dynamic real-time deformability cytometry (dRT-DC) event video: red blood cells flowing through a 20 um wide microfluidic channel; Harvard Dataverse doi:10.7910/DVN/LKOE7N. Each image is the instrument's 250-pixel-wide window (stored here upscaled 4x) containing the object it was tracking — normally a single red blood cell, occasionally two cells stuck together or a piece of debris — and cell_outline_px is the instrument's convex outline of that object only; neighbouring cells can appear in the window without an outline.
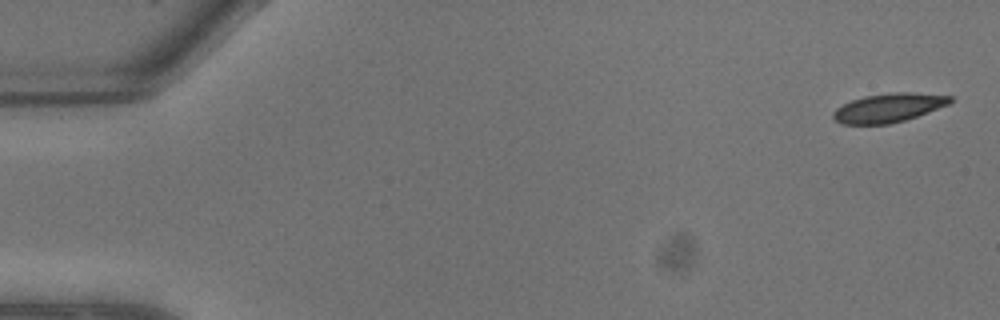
{"species": "common noctule bat (a hibernating species)", "species_latin": "Nyctalus noctula", "temperature_condition": "warm", "stored_images_in_passage": 7, "camera_frame_rate_fps": 3000, "um_per_image_px": 0.085, "animal": {"sex": "male", "body_mass_g": 13.3}, "frame": {"image": 1, "passage_image": 1, "time_ms": 0.0, "image_size_px": [1000, 320], "cell_outline_px": [[952, 100], [948, 104], [928, 112], [904, 120], [888, 124], [840, 124], [832, 116], [832, 112], [836, 108], [852, 100], [864, 96], [892, 92], [912, 92], [952, 96]], "centroid_in_image_um": [75.5, 9.16], "position_along_channel_um": 9.5, "area_um2": 19.54}}
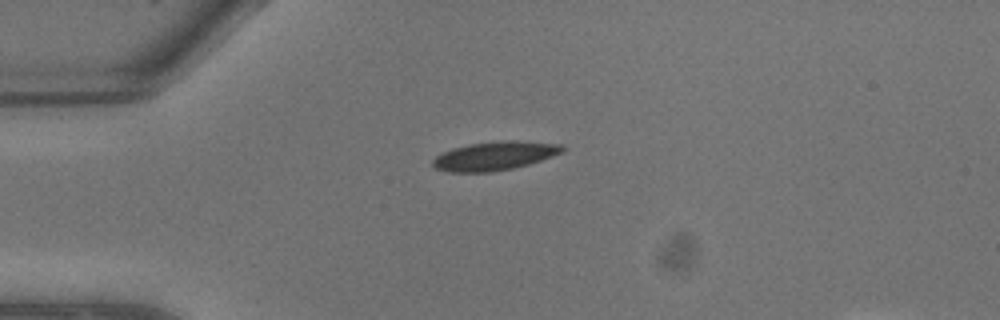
{"frame": {"image": 2, "passage_image": 6, "time_ms": 1.667, "image_size_px": [1000, 320], "cell_outline_px": [[564, 152], [528, 164], [512, 168], [488, 172], [448, 172], [436, 168], [432, 164], [432, 160], [436, 156], [452, 148], [472, 144], [500, 140], [512, 140], [564, 144]], "centroid_in_image_um": [42.06, 13.24], "position_along_channel_um": 42.9, "area_um2": 21.56}}